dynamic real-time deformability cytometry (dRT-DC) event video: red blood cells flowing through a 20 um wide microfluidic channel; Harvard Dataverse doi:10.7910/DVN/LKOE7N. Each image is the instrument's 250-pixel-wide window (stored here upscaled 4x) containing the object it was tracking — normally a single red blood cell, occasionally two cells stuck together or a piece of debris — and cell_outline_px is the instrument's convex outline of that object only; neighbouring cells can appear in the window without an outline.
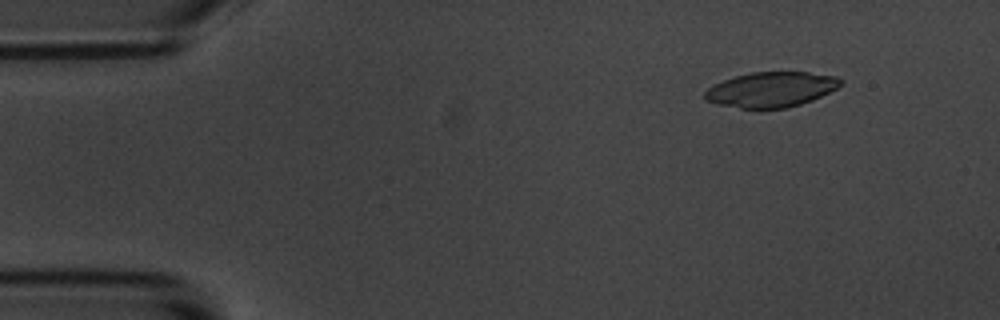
{"species": "common noctule bat (a hibernating species)", "species_latin": "Nyctalus noctula", "temperature_condition": "room temperature", "stored_images_in_passage": 5, "camera_frame_rate_fps": 3000, "um_per_image_px": 0.085, "animal": {"sex": "male", "body_mass_g": 20.1, "forearm_length_mm": 53.5}, "frame": {"image": 1, "passage_image": 1, "time_ms": 0.0, "image_size_px": [1000, 320], "cell_outline_px": [[844, 80], [836, 88], [812, 100], [800, 104], [784, 108], [740, 108], [716, 104], [704, 100], [704, 92], [708, 88], [724, 80], [736, 76], [752, 72], [808, 72], [836, 76]], "centroid_in_image_um": [65.53, 7.61], "position_along_channel_um": 19.5, "area_um2": 27.57}}